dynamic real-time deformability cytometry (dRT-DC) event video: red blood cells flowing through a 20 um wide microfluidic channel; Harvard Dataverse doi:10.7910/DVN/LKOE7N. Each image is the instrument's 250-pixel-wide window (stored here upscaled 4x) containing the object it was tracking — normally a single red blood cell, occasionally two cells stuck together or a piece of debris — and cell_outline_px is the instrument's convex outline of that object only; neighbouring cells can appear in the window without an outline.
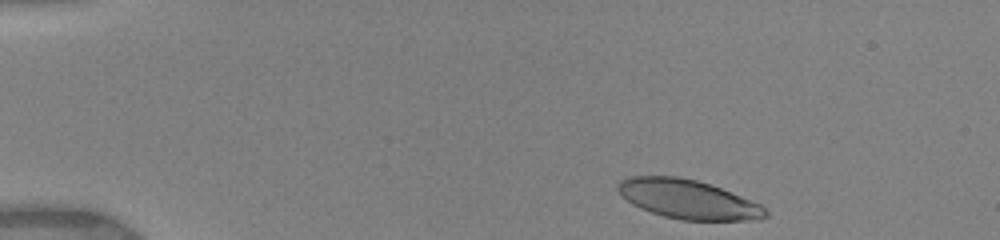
{"species": "human", "species_latin": "Homo sapiens", "temperature_condition": "warm", "stored_images_in_passage": 20, "camera_frame_rate_fps": 3000, "um_per_image_px": 0.085, "donor": {"sex": "female"}, "frame": {"image": 1, "passage_image": 1, "time_ms": 0.0, "image_size_px": [1000, 240], "cell_outline_px": [[768, 216], [760, 220], [680, 220], [664, 216], [640, 208], [632, 204], [620, 192], [620, 180], [632, 176], [676, 176], [696, 180], [720, 188], [760, 204], [768, 212]], "centroid_in_image_um": [58.52, 16.95], "position_along_channel_um": 26.5, "area_um2": 33.12}}
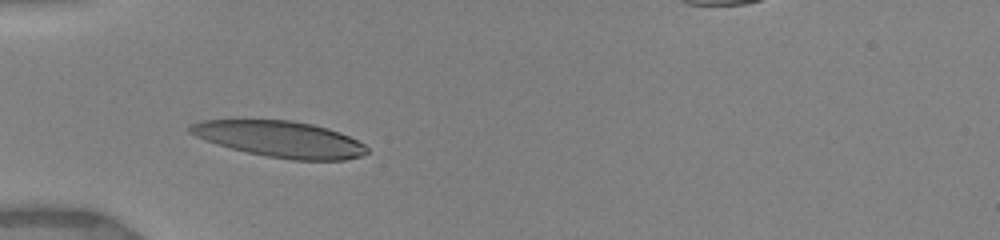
{"frame": {"image": 2, "passage_image": 4, "time_ms": 3.0, "image_size_px": [1000, 240], "cell_outline_px": [[368, 152], [360, 156], [344, 160], [292, 160], [268, 156], [248, 152], [232, 148], [196, 136], [188, 132], [188, 124], [200, 120], [292, 120], [312, 124], [328, 128], [340, 132], [364, 144], [368, 148]], "centroid_in_image_um": [23.82, 11.81], "position_along_channel_um": 61.2, "area_um2": 36.99}}